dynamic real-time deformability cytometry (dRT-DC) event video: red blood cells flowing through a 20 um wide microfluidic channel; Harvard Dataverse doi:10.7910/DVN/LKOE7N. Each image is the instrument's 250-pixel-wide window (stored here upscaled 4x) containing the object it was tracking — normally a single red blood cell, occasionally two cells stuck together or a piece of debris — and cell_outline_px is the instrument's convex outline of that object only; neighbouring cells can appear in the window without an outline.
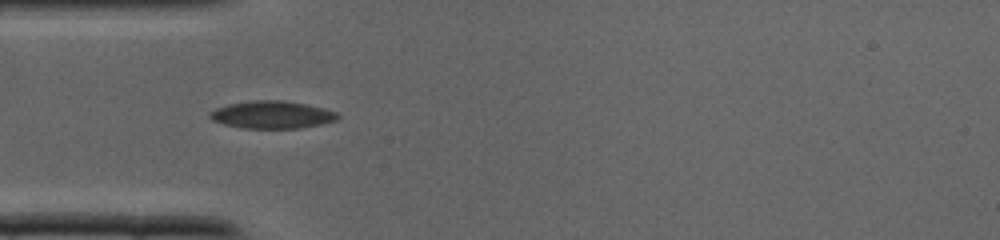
{"species": "common noctule bat (a hibernating species)", "species_latin": "Nyctalus noctula", "temperature_condition": "cold", "stored_images_in_passage": 28, "camera_frame_rate_fps": 3000, "um_per_image_px": 0.085, "animal": {"sex": "male", "body_mass_g": 19.0, "forearm_length_mm": 50.8}, "frame": {"image": 1, "passage_image": 3, "time_ms": 0.667, "image_size_px": [1000, 240], "cell_outline_px": [[340, 116], [336, 120], [320, 124], [300, 128], [244, 128], [224, 124], [212, 120], [208, 116], [208, 112], [216, 108], [228, 104], [252, 100], [280, 100], [304, 104], [336, 112]], "centroid_in_image_um": [23.06, 9.75], "position_along_channel_um": 61.9, "area_um2": 20.29}}
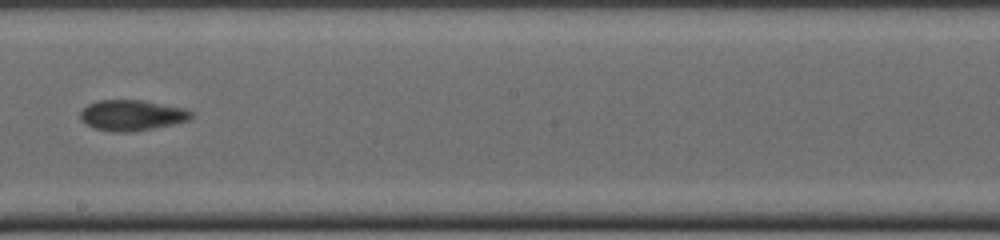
{"frame": {"image": 2, "passage_image": 13, "time_ms": 4.0, "image_size_px": [1000, 240], "cell_outline_px": [[192, 116], [188, 120], [172, 124], [152, 128], [128, 132], [120, 132], [96, 128], [88, 124], [80, 116], [80, 112], [88, 104], [100, 100], [140, 100], [184, 108], [192, 112]], "centroid_in_image_um": [11.22, 9.78], "position_along_channel_um": 237.0, "area_um2": 19.25}}
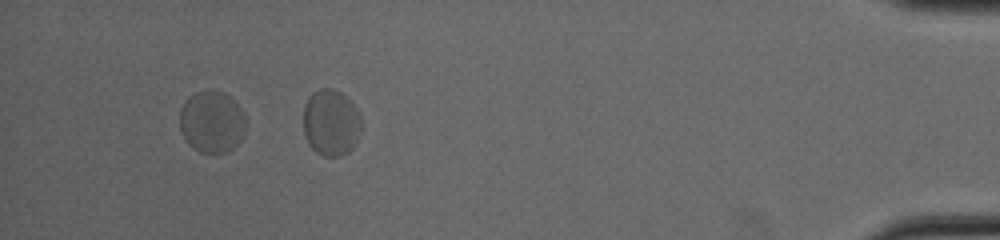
{"frame": {"image": 3, "passage_image": 26, "time_ms": 8.333, "image_size_px": [1000, 240], "cell_outline_px": [[244, 136], [228, 152], [216, 156], [200, 152], [188, 144], [180, 128], [180, 108], [188, 96], [196, 92], [224, 92], [244, 112]], "centroid_in_image_um": [17.99, 10.41], "position_along_channel_um": 417.2, "area_um2": 23.81}}